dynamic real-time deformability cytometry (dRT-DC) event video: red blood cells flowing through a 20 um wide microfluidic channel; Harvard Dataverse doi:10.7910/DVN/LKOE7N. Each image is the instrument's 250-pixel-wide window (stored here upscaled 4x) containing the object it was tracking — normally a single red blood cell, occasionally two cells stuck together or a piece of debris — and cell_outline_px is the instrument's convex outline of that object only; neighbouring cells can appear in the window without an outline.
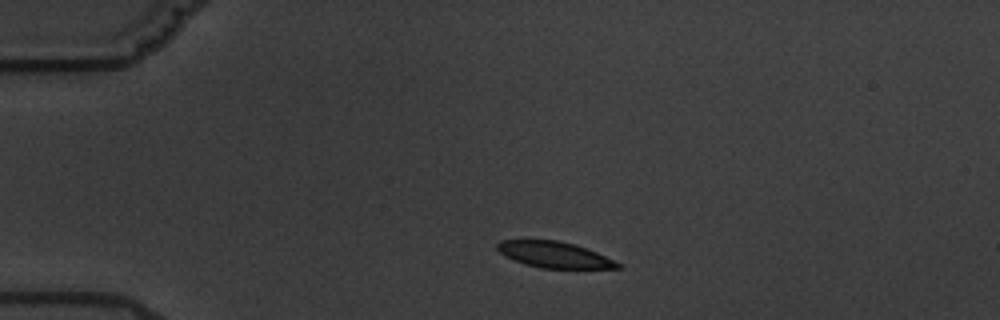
{"species": "common noctule bat (a hibernating species)", "species_latin": "Nyctalus noctula", "temperature_condition": "warm", "stored_images_in_passage": 3, "camera_frame_rate_fps": 3000, "um_per_image_px": 0.085, "animal": {"sex": "male", "body_mass_g": 19.5, "forearm_length_mm": 54.6}, "frame": {"image": 1, "passage_image": 1, "time_ms": 0.0, "image_size_px": [1000, 320], "cell_outline_px": [[620, 268], [540, 268], [524, 264], [500, 252], [496, 248], [496, 244], [500, 240], [556, 240], [572, 244], [596, 252], [620, 264]], "centroid_in_image_um": [47.07, 21.65], "position_along_channel_um": 37.9, "area_um2": 17.8}}